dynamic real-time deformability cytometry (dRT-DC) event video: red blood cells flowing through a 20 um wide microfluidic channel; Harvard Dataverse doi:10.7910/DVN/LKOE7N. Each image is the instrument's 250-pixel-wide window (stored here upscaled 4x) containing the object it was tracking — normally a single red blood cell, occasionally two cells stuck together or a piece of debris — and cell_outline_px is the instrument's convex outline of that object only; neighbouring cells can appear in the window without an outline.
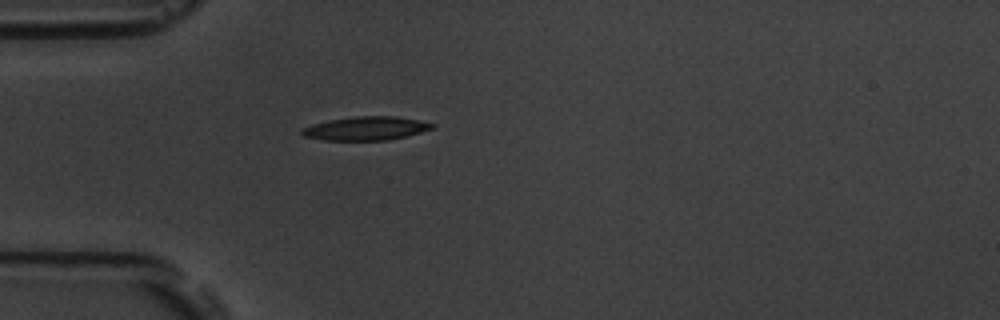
{"species": "common noctule bat (a hibernating species)", "species_latin": "Nyctalus noctula", "temperature_condition": "room temperature", "stored_images_in_passage": 1, "camera_frame_rate_fps": 3000, "um_per_image_px": 0.085, "animal": {"sex": "male", "body_mass_g": 19.5, "forearm_length_mm": 54.6}, "frame": {"image": 1, "passage_image": 1, "time_ms": 0.0, "image_size_px": [1000, 320], "cell_outline_px": [[436, 124], [432, 128], [420, 132], [388, 140], [324, 140], [304, 136], [300, 132], [300, 128], [312, 124], [328, 120], [356, 116], [396, 116]], "centroid_in_image_um": [31.04, 10.91], "position_along_channel_um": 54.0, "area_um2": 17.8}}